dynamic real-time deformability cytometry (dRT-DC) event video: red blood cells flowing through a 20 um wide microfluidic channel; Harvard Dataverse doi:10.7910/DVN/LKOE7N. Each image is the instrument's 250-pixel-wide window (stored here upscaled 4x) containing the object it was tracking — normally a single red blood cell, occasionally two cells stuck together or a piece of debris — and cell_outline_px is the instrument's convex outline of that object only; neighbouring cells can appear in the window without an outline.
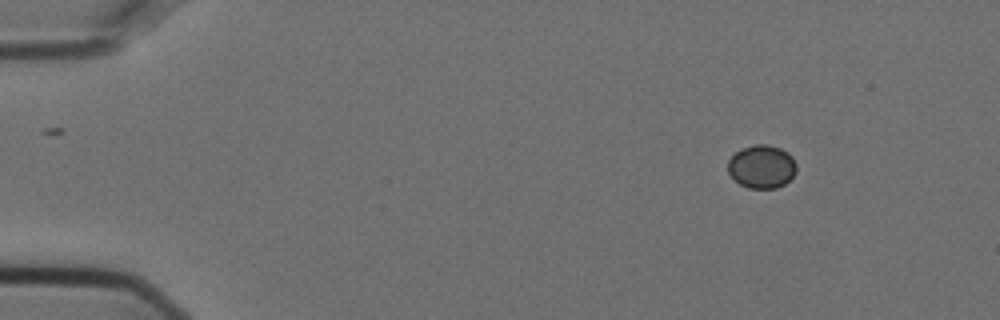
{"species": "Egyptian fruit bat (a non-hibernating species)", "species_latin": "Rousettus aegyptiacus", "temperature_condition": "cold", "stored_images_in_passage": 5, "camera_frame_rate_fps": 3000, "um_per_image_px": 0.085, "animal": {"sex": "female"}, "frame": {"image": 1, "passage_image": 1, "time_ms": 0.0, "image_size_px": [1000, 320], "cell_outline_px": [[796, 172], [784, 184], [776, 188], [748, 188], [740, 184], [728, 172], [728, 160], [736, 152], [752, 144], [768, 144], [780, 148], [788, 152], [792, 156], [796, 164]], "centroid_in_image_um": [64.76, 14.15], "position_along_channel_um": 20.2, "area_um2": 17.22}}
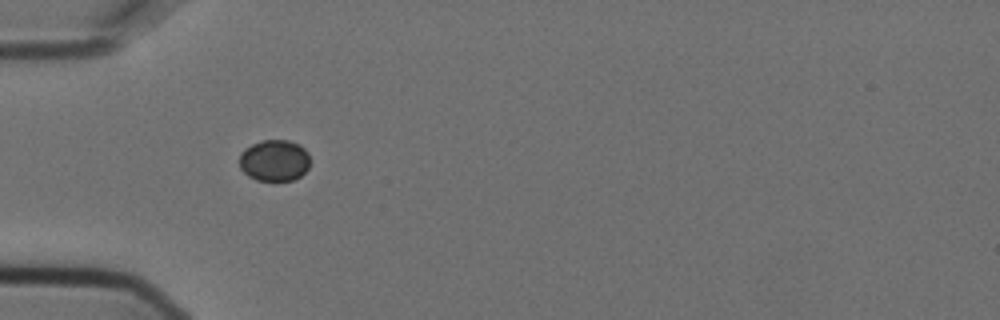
{"frame": {"image": 2, "passage_image": 4, "time_ms": 1.0, "image_size_px": [1000, 320], "cell_outline_px": [[308, 168], [300, 176], [292, 180], [256, 180], [248, 176], [240, 168], [240, 152], [244, 148], [252, 144], [264, 140], [288, 140], [300, 144], [308, 152]], "centroid_in_image_um": [23.31, 13.63], "position_along_channel_um": 61.7, "area_um2": 17.05}}
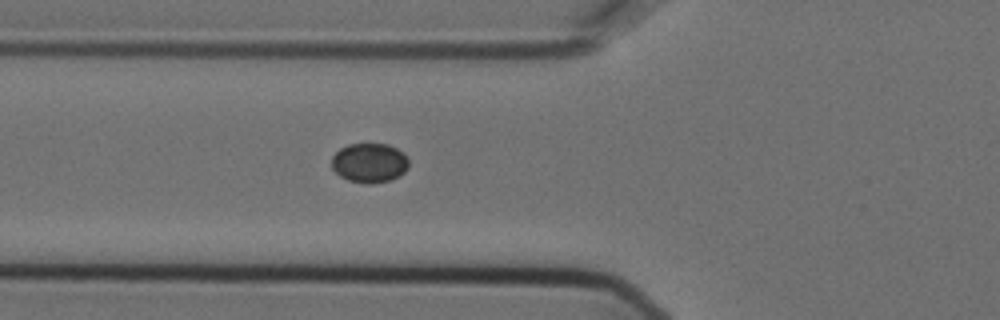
{"frame": {"image": 3, "passage_image": 5, "time_ms": 1.333, "image_size_px": [1000, 320], "cell_outline_px": [[408, 168], [404, 172], [392, 180], [372, 184], [368, 184], [348, 180], [340, 176], [332, 168], [332, 156], [340, 148], [348, 144], [388, 144], [404, 152], [408, 160]], "centroid_in_image_um": [31.41, 13.84], "position_along_channel_um": 94.4, "area_um2": 17.86}}